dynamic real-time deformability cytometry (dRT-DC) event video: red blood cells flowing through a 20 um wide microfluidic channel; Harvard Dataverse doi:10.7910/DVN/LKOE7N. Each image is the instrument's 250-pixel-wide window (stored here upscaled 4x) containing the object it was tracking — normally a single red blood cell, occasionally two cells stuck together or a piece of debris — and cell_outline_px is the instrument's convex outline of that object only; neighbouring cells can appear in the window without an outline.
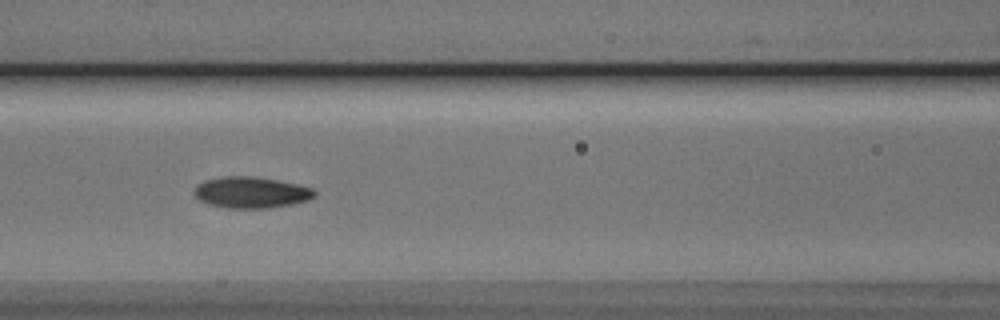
{"species": "Egyptian fruit bat (a non-hibernating species)", "species_latin": "Rousettus aegyptiacus", "temperature_condition": "cold", "stored_images_in_passage": 42, "camera_frame_rate_fps": 3000, "um_per_image_px": 0.085, "animal": {"sex": "male"}, "frame": {"image": 1, "passage_image": 16, "time_ms": 5.0, "image_size_px": [1000, 320], "cell_outline_px": [[316, 196], [308, 200], [292, 204], [268, 208], [224, 208], [208, 204], [200, 200], [192, 192], [196, 184], [204, 180], [224, 176], [252, 176], [276, 180], [296, 184], [312, 188], [316, 192]], "centroid_in_image_um": [21.31, 16.36], "position_along_channel_um": 145.3, "area_um2": 22.02}}
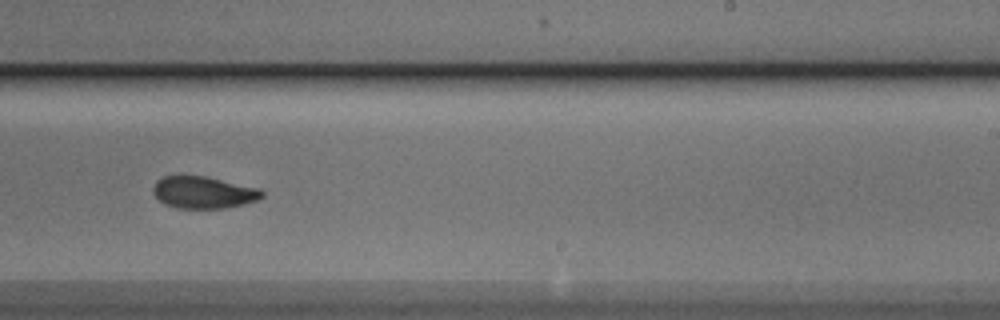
{"frame": {"image": 2, "passage_image": 26, "time_ms": 8.333, "image_size_px": [1000, 320], "cell_outline_px": [[264, 196], [260, 200], [244, 204], [224, 208], [176, 208], [164, 204], [152, 192], [152, 188], [156, 180], [164, 176], [204, 176], [260, 188], [264, 192]], "centroid_in_image_um": [17.31, 16.36], "position_along_channel_um": 271.7, "area_um2": 20.4}}
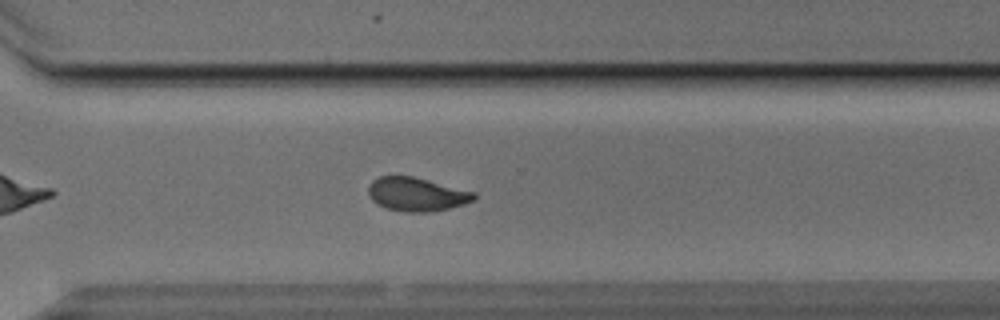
{"frame": {"image": 3, "passage_image": 31, "time_ms": 10.0, "image_size_px": [1000, 320], "cell_outline_px": [[476, 200], [464, 204], [448, 208], [428, 212], [404, 212], [388, 208], [376, 204], [372, 200], [368, 192], [368, 184], [372, 180], [380, 176], [412, 176], [476, 192]], "centroid_in_image_um": [35.41, 16.51], "position_along_channel_um": 335.2, "area_um2": 20.75}}